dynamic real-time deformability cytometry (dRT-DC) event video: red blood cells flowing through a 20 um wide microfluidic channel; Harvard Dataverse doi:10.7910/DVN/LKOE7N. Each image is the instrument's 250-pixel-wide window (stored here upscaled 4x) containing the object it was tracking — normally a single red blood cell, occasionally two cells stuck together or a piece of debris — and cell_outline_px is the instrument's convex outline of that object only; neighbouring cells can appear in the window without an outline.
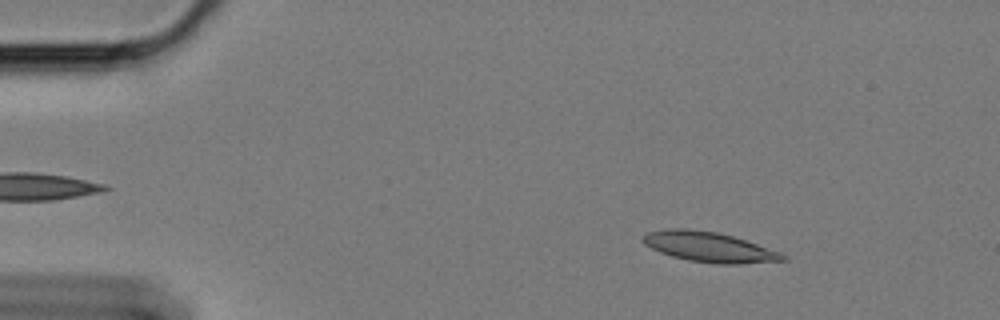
{"species": "Egyptian fruit bat (a non-hibernating species)", "species_latin": "Rousettus aegyptiacus", "temperature_condition": "cold", "stored_images_in_passage": 55, "camera_frame_rate_fps": 3000, "um_per_image_px": 0.085, "animal": {"sex": "female"}, "frame": {"image": 1, "passage_image": 8, "time_ms": 2.333, "image_size_px": [1000, 320], "cell_outline_px": [[788, 260], [740, 264], [716, 264], [688, 260], [672, 256], [660, 252], [644, 244], [640, 240], [640, 236], [648, 232], [668, 228], [688, 228], [716, 232], [732, 236], [780, 252], [788, 256]], "centroid_in_image_um": [60.24, 20.99], "position_along_channel_um": 24.8, "area_um2": 24.57}}
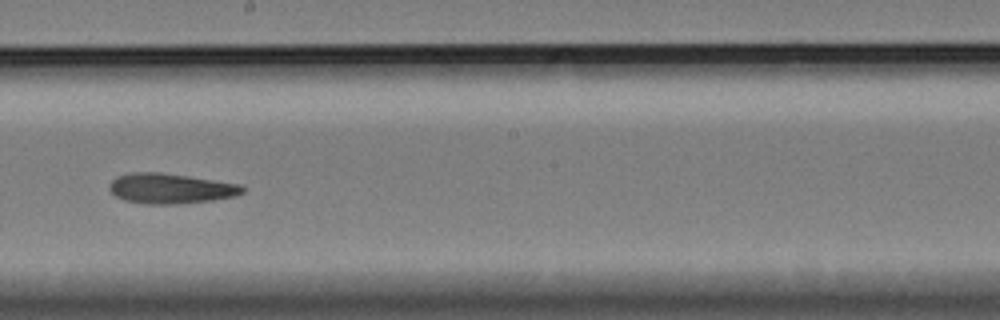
{"frame": {"image": 2, "passage_image": 33, "time_ms": 10.667, "image_size_px": [1000, 320], "cell_outline_px": [[244, 192], [236, 196], [212, 200], [176, 204], [144, 204], [124, 200], [116, 196], [108, 188], [108, 184], [116, 176], [132, 172], [160, 172], [188, 176], [240, 184], [244, 188]], "centroid_in_image_um": [14.47, 16.02], "position_along_channel_um": 233.7, "area_um2": 23.47}}
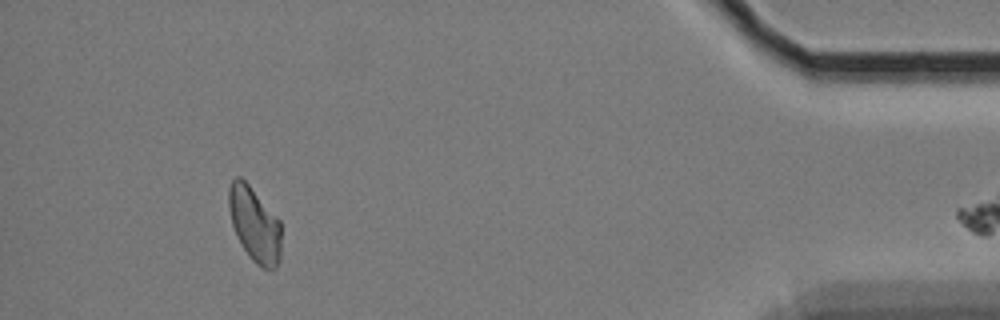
{"frame": {"image": 3, "passage_image": 54, "time_ms": 17.667, "image_size_px": [1000, 320], "cell_outline_px": [[280, 260], [276, 268], [264, 268], [256, 264], [252, 260], [236, 236], [232, 224], [228, 208], [228, 188], [232, 180], [236, 176], [240, 176], [248, 184], [280, 220]], "centroid_in_image_um": [21.62, 19.06], "position_along_channel_um": 413.6, "area_um2": 22.72}}